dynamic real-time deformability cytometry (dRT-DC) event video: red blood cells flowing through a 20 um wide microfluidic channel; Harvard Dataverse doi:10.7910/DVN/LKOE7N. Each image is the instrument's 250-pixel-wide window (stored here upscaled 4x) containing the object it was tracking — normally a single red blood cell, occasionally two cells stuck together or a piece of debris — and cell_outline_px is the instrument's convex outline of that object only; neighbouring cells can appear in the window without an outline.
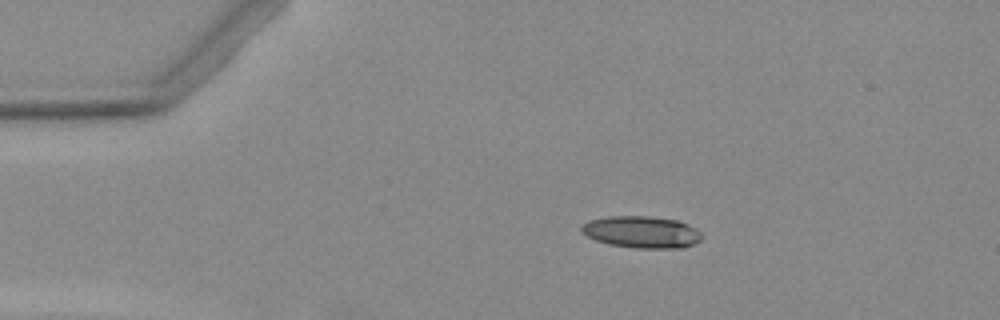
{"species": "Egyptian fruit bat (a non-hibernating species)", "species_latin": "Rousettus aegyptiacus", "temperature_condition": "warm", "stored_images_in_passage": 2, "camera_frame_rate_fps": 3000, "um_per_image_px": 0.085, "animal": {"sex": "female"}, "frame": {"image": 1, "passage_image": 1, "time_ms": 0.0, "image_size_px": [1000, 320], "cell_outline_px": [[704, 236], [700, 240], [684, 248], [636, 248], [608, 244], [596, 240], [580, 232], [580, 224], [588, 220], [608, 216], [648, 216], [676, 220], [688, 224], [696, 228]], "centroid_in_image_um": [54.51, 19.72], "position_along_channel_um": 30.5, "area_um2": 22.54}}